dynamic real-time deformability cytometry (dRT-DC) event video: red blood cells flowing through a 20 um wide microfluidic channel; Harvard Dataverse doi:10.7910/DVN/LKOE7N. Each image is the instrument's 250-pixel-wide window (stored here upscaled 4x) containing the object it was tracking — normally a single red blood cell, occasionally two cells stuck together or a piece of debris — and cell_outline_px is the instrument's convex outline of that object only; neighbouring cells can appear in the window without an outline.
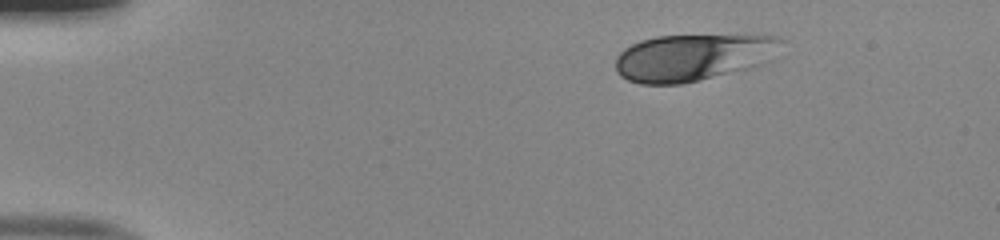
{"species": "human", "species_latin": "Homo sapiens", "temperature_condition": "room temperature", "stored_images_in_passage": 44, "camera_frame_rate_fps": 3000, "um_per_image_px": 0.085, "donor": {"sex": "male"}, "frame": {"image": 1, "passage_image": 1, "time_ms": 0.0, "image_size_px": [1000, 240], "cell_outline_px": [[788, 40], [772, 60], [764, 64], [752, 68], [684, 84], [640, 84], [628, 80], [620, 76], [616, 72], [616, 56], [624, 48], [640, 40], [656, 36], [756, 32], [780, 36]], "centroid_in_image_um": [59.09, 4.81], "position_along_channel_um": 25.9, "area_um2": 47.74}}
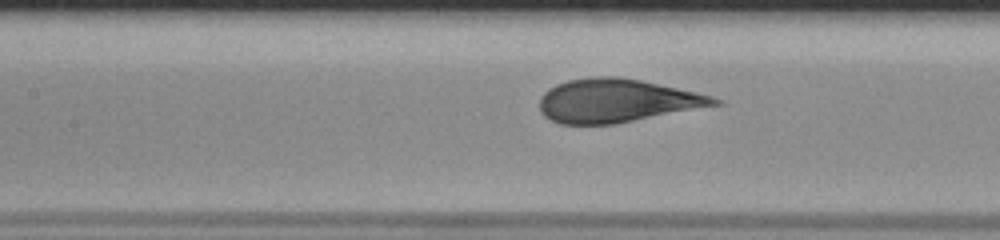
{"frame": {"image": 2, "passage_image": 17, "time_ms": 5.333, "image_size_px": [1000, 240], "cell_outline_px": [[724, 104], [616, 124], [560, 124], [544, 116], [540, 112], [540, 96], [548, 88], [556, 84], [568, 80], [596, 76], [616, 76], [640, 80], [696, 92], [712, 96], [724, 100]], "centroid_in_image_um": [52.44, 8.56], "position_along_channel_um": 155.0, "area_um2": 44.45}}
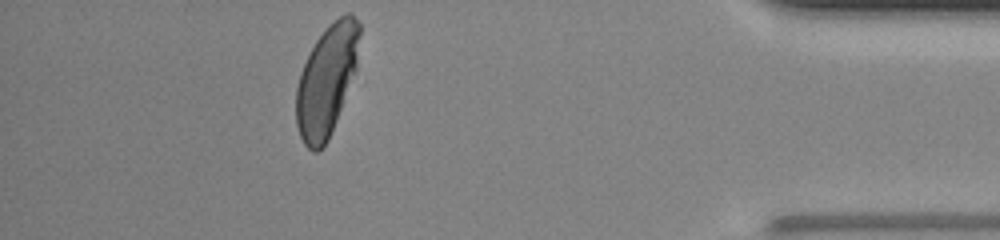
{"frame": {"image": 3, "passage_image": 39, "time_ms": 12.667, "image_size_px": [1000, 240], "cell_outline_px": [[360, 32], [356, 68], [336, 120], [328, 140], [316, 152], [312, 152], [304, 144], [300, 136], [296, 124], [296, 88], [300, 72], [316, 40], [328, 24], [344, 12], [352, 12], [360, 24]], "centroid_in_image_um": [27.76, 6.79], "position_along_channel_um": 407.4, "area_um2": 40.58}, "authors_computed_cell_mechanics": {"area_um2": 44.506, "velocity_mm_per_s": 4.009, "shape_relaxation_time_tau1_ms": 5.0998, "shape_relaxation_time_tau2_ms": null, "deformation_change_tau1": 0.2096, "deformation_change_tau2": null}}